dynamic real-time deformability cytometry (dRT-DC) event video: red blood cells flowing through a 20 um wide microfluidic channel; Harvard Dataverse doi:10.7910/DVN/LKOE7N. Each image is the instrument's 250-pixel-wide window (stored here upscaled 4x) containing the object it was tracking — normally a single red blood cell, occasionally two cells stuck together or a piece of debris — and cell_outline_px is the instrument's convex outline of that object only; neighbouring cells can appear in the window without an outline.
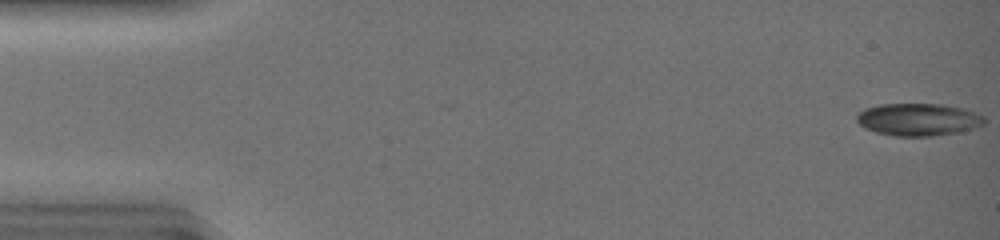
{"species": "common noctule bat (a hibernating species)", "species_latin": "Nyctalus noctula", "temperature_condition": "warm", "stored_images_in_passage": 11, "camera_frame_rate_fps": 3000, "um_per_image_px": 0.085, "animal": {"sex": "female", "body_mass_g": 19.0, "forearm_length_mm": 51.5}, "frame": {"image": 1, "passage_image": 1, "time_ms": 0.0, "image_size_px": [1000, 240], "cell_outline_px": [[984, 124], [960, 132], [932, 136], [896, 136], [876, 132], [864, 128], [856, 120], [856, 116], [864, 108], [880, 104], [940, 104], [964, 108], [984, 116]], "centroid_in_image_um": [78.04, 10.16], "position_along_channel_um": 7.0, "area_um2": 24.1}}